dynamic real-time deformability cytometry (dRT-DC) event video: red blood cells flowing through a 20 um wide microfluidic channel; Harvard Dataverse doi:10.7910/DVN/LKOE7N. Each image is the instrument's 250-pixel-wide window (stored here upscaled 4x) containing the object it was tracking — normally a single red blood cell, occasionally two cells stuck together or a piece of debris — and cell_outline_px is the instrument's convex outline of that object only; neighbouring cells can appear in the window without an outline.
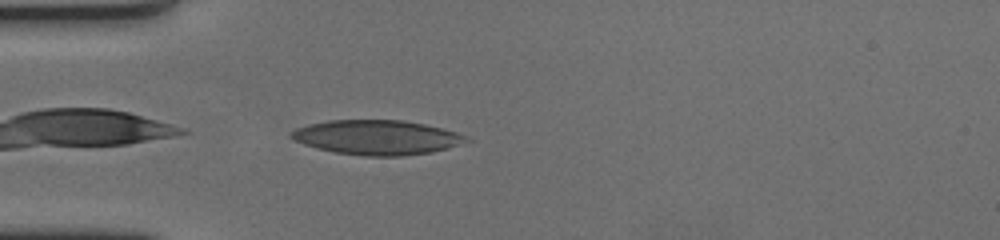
{"species": "human", "species_latin": "Homo sapiens", "temperature_condition": "cold", "stored_images_in_passage": 44, "camera_frame_rate_fps": 3000, "um_per_image_px": 0.085, "donor": {"sex": "female"}, "frame": {"image": 1, "passage_image": 1, "time_ms": 0.0, "image_size_px": [1000, 240], "cell_outline_px": [[472, 140], [448, 148], [432, 152], [404, 156], [364, 156], [336, 152], [316, 148], [292, 140], [288, 136], [288, 132], [296, 128], [308, 124], [328, 120], [404, 120], [424, 124], [456, 132], [468, 136]], "centroid_in_image_um": [32.01, 11.68], "position_along_channel_um": 53.0, "area_um2": 35.55}}
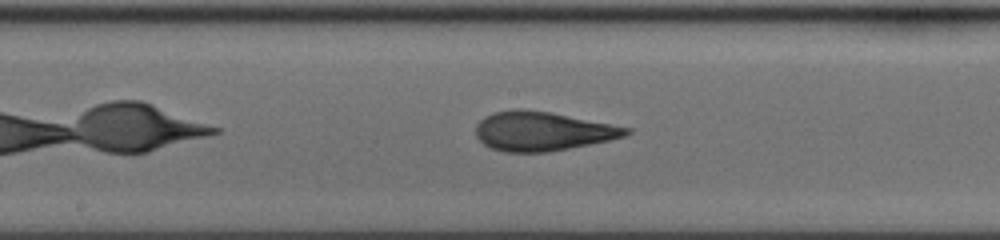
{"frame": {"image": 2, "passage_image": 15, "time_ms": 4.667, "image_size_px": [1000, 240], "cell_outline_px": [[632, 132], [624, 136], [608, 140], [548, 152], [504, 152], [492, 148], [484, 144], [476, 136], [476, 124], [484, 116], [492, 112], [512, 108], [524, 108], [552, 112], [632, 128]], "centroid_in_image_um": [46.07, 11.13], "position_along_channel_um": 202.1, "area_um2": 34.45}}
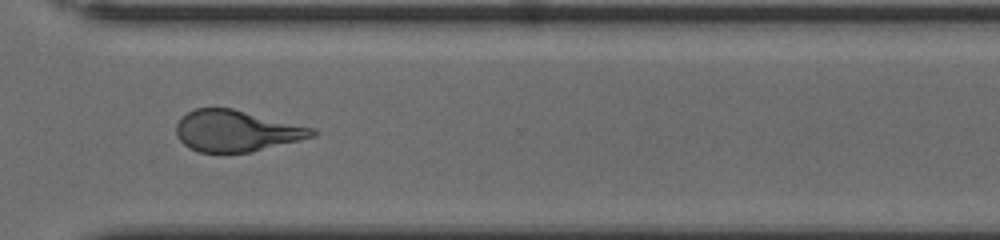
{"frame": {"image": 3, "passage_image": 28, "time_ms": 9.0, "image_size_px": [1000, 240], "cell_outline_px": [[316, 136], [252, 152], [220, 156], [196, 152], [188, 148], [180, 140], [176, 132], [176, 124], [188, 112], [196, 108], [232, 108], [316, 128]], "centroid_in_image_um": [20.09, 11.18], "position_along_channel_um": 350.5, "area_um2": 33.52}, "authors_computed_cell_mechanics": {"area_um2": 33.9286, "velocity_mm_per_s": 3.4209, "shape_relaxation_time_tau1_ms": 7.6625, "shape_relaxation_time_tau2_ms": 1.9146, "deformation_change_tau1": 0.2055, "deformation_change_tau2": 0.1048}}